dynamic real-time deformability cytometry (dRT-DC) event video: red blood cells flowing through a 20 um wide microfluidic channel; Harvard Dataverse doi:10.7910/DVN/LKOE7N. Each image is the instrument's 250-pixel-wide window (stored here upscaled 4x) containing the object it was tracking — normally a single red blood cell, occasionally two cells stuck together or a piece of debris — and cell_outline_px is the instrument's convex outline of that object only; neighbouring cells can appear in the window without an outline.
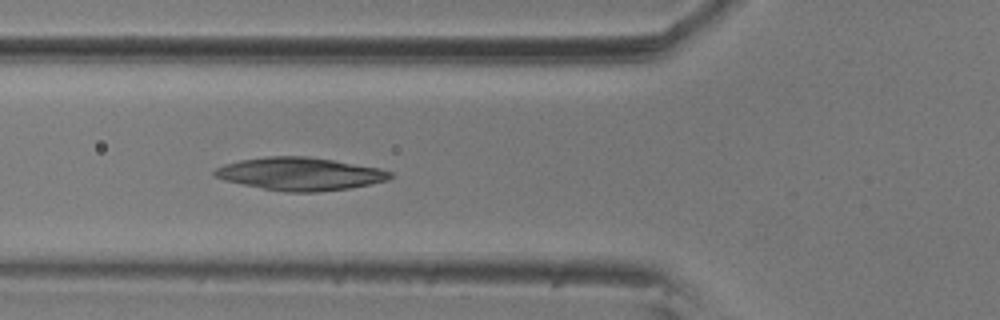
{"species": "common noctule bat (a hibernating species)", "species_latin": "Nyctalus noctula", "temperature_condition": "room temperature", "stored_images_in_passage": 6, "camera_frame_rate_fps": 3000, "um_per_image_px": 0.085, "animal": {"sex": "male", "body_mass_g": 20.5, "forearm_length_mm": 52.5}, "frame": {"image": 1, "passage_image": 6, "time_ms": 1.667, "image_size_px": [1000, 320], "cell_outline_px": [[392, 176], [388, 180], [352, 188], [316, 192], [288, 192], [264, 188], [224, 180], [216, 176], [212, 172], [216, 168], [224, 164], [240, 160], [268, 156], [308, 156], [380, 168], [392, 172]], "centroid_in_image_um": [25.53, 14.77], "position_along_channel_um": 100.3, "area_um2": 33.41}}